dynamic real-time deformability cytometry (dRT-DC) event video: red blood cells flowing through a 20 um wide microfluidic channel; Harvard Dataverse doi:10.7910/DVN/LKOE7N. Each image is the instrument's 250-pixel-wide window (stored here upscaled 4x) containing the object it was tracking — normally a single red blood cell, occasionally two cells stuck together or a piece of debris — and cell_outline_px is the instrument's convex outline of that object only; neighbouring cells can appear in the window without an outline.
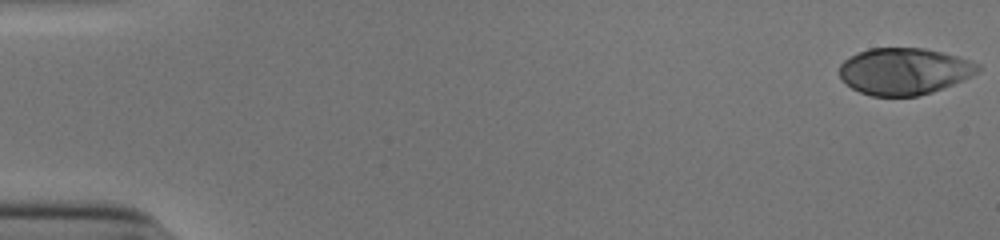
{"species": "human", "species_latin": "Homo sapiens", "temperature_condition": "cold", "stored_images_in_passage": 47, "camera_frame_rate_fps": 3000, "um_per_image_px": 0.085, "donor": {"sex": "male"}, "frame": {"image": 1, "passage_image": 1, "time_ms": 0.0, "image_size_px": [1000, 240], "cell_outline_px": [[980, 68], [972, 76], [932, 92], [916, 96], [872, 96], [860, 92], [852, 88], [840, 76], [840, 64], [844, 60], [868, 48], [924, 48], [956, 56], [980, 64]], "centroid_in_image_um": [76.85, 6.06], "position_along_channel_um": 8.2, "area_um2": 37.28}}
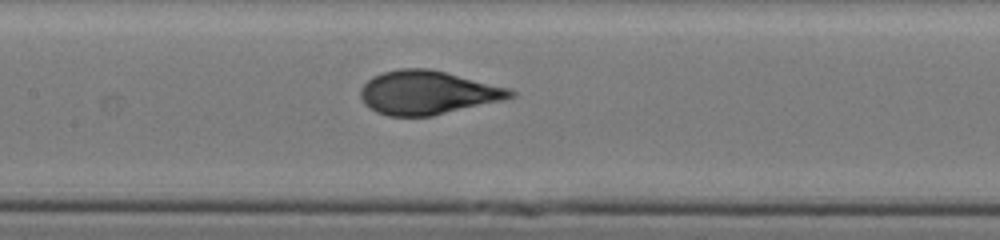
{"frame": {"image": 2, "passage_image": 26, "time_ms": 8.333, "image_size_px": [1000, 240], "cell_outline_px": [[516, 96], [504, 100], [432, 116], [388, 116], [376, 112], [368, 108], [364, 104], [360, 96], [360, 88], [372, 76], [384, 72], [400, 68], [428, 68], [512, 88], [516, 92]], "centroid_in_image_um": [36.36, 7.87], "position_along_channel_um": 171.0, "area_um2": 38.44}}
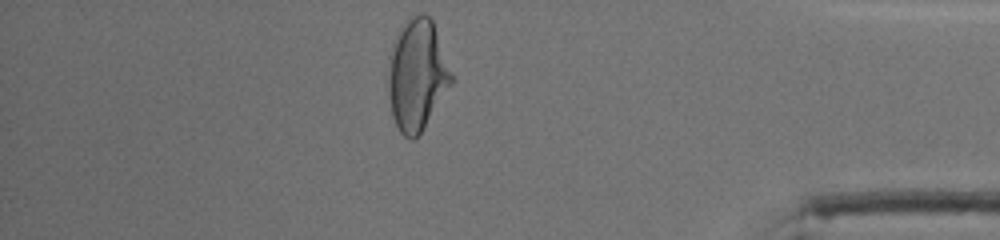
{"frame": {"image": 3, "passage_image": 46, "time_ms": 15.0, "image_size_px": [1000, 240], "cell_outline_px": [[452, 84], [420, 132], [412, 140], [404, 136], [400, 132], [392, 116], [388, 92], [388, 56], [392, 44], [400, 24], [412, 16], [420, 12], [424, 12], [432, 20], [452, 72]], "centroid_in_image_um": [35.42, 6.31], "position_along_channel_um": 399.8, "area_um2": 40.98}, "authors_computed_cell_mechanics": {"area_um2": 38.0324, "velocity_mm_per_s": 3.9086, "shape_relaxation_time_tau1_ms": 6.9437, "shape_relaxation_time_tau2_ms": null, "deformation_change_tau1": 0.2786, "deformation_change_tau2": null}}